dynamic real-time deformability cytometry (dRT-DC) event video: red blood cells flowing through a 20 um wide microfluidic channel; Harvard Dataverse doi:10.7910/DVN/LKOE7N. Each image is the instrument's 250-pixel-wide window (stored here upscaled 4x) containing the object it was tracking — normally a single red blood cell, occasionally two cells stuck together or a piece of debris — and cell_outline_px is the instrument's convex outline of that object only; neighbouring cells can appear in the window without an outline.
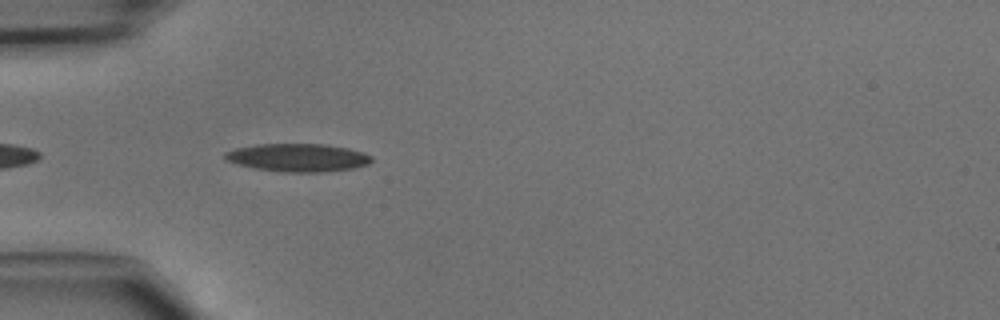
{"species": "common noctule bat (a hibernating species)", "species_latin": "Nyctalus noctula", "temperature_condition": "cold", "stored_images_in_passage": 9, "camera_frame_rate_fps": 3000, "um_per_image_px": 0.085, "animal": {"sex": "male", "body_mass_g": 15.6}, "frame": {"image": 1, "passage_image": 2, "time_ms": 0.333, "image_size_px": [1000, 320], "cell_outline_px": [[372, 160], [368, 164], [352, 168], [320, 172], [284, 172], [256, 168], [236, 164], [224, 160], [224, 152], [236, 148], [256, 144], [324, 144], [348, 148], [364, 152], [372, 156]], "centroid_in_image_um": [25.29, 13.39], "position_along_channel_um": 59.7, "area_um2": 23.93}}
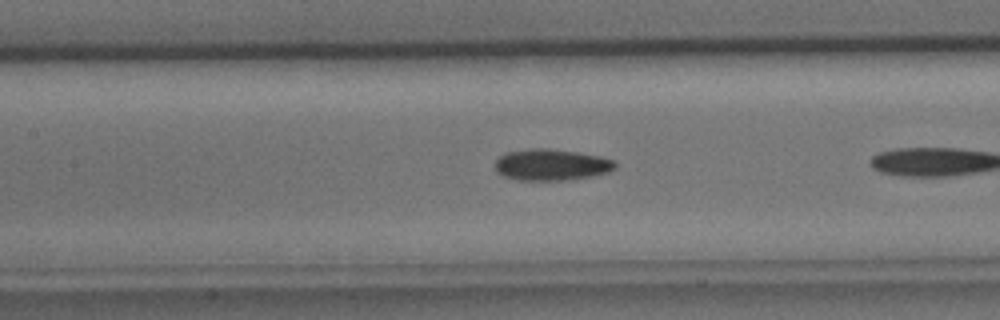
{"frame": {"image": 2, "passage_image": 7, "time_ms": 2.0, "image_size_px": [1000, 320], "cell_outline_px": [[616, 168], [608, 172], [592, 176], [568, 180], [516, 180], [504, 176], [496, 172], [496, 160], [504, 152], [528, 148], [548, 148], [576, 152], [600, 156], [616, 160]], "centroid_in_image_um": [46.86, 14.0], "position_along_channel_um": 160.5, "area_um2": 22.2}}